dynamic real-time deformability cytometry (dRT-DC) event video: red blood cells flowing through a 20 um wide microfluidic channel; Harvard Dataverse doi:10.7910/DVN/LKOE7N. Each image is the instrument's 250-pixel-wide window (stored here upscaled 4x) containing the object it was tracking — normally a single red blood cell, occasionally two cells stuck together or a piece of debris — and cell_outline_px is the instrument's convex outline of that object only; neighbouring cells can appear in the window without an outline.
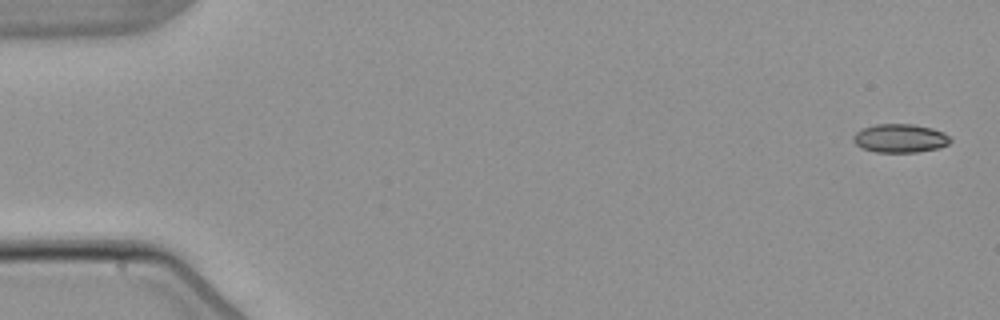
{"species": "common noctule bat (a hibernating species)", "species_latin": "Nyctalus noctula", "temperature_condition": "warm", "stored_images_in_passage": 5, "camera_frame_rate_fps": 3000, "um_per_image_px": 0.085, "animal": {"sex": "male", "body_mass_g": 21.5, "forearm_length_mm": 52.0}, "frame": {"image": 1, "passage_image": 1, "time_ms": 0.0, "image_size_px": [1000, 320], "cell_outline_px": [[952, 140], [948, 144], [940, 148], [916, 152], [876, 152], [860, 148], [852, 140], [852, 136], [856, 132], [864, 128], [876, 124], [912, 124], [932, 128], [944, 132]], "centroid_in_image_um": [76.5, 11.76], "position_along_channel_um": 8.5, "area_um2": 16.24}}
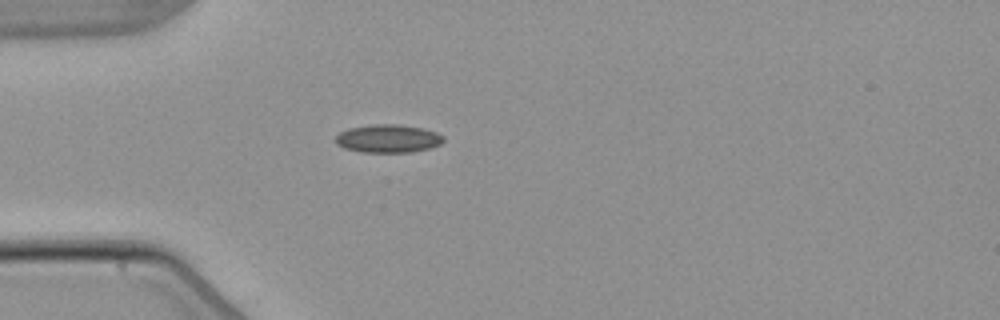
{"frame": {"image": 2, "passage_image": 5, "time_ms": 4.667, "image_size_px": [1000, 320], "cell_outline_px": [[444, 140], [440, 144], [428, 148], [412, 152], [360, 152], [344, 148], [336, 144], [332, 140], [340, 132], [348, 128], [372, 124], [396, 124], [420, 128], [436, 132], [444, 136]], "centroid_in_image_um": [32.93, 11.78], "position_along_channel_um": 52.1, "area_um2": 17.74}}